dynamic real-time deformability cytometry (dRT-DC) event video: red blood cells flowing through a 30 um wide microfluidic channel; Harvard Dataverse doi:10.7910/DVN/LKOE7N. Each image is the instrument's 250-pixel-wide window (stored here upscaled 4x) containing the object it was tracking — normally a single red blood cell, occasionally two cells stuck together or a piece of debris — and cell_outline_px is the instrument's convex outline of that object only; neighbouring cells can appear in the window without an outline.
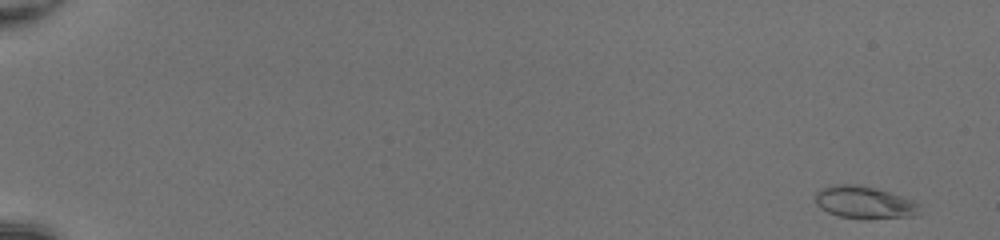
{"species": "common noctule bat (a hibernating species)", "species_latin": "Nyctalus noctula", "temperature_condition": "room temperature", "stored_images_in_passage": 51, "camera_frame_rate_fps": 3000, "um_per_image_px": 0.085, "animal": {"sex": "female", "body_mass_g": 20.0, "forearm_length_mm": 54.0}, "frame": {"image": 1, "passage_image": 2, "time_ms": 0.333, "image_size_px": [1000, 240], "cell_outline_px": [[924, 212], [912, 216], [864, 220], [840, 216], [828, 212], [820, 208], [816, 204], [816, 192], [820, 188], [832, 184], [856, 184], [876, 188], [912, 200], [920, 204]], "centroid_in_image_um": [73.49, 17.22], "position_along_channel_um": 11.5, "area_um2": 20.06}}
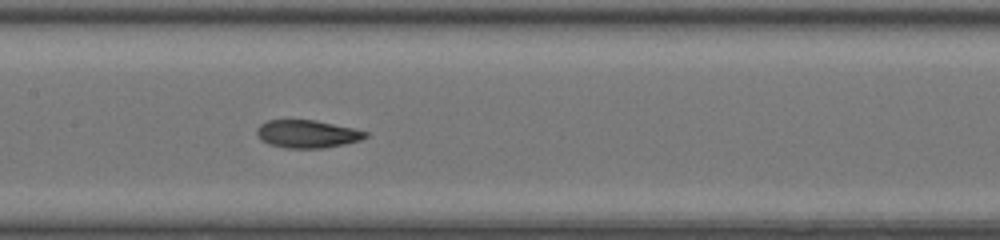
{"frame": {"image": 2, "passage_image": 28, "time_ms": 9.0, "image_size_px": [1000, 240], "cell_outline_px": [[368, 136], [360, 140], [344, 144], [324, 148], [288, 148], [268, 144], [260, 140], [256, 132], [256, 128], [260, 124], [268, 120], [316, 120], [356, 128], [368, 132]], "centroid_in_image_um": [26.12, 11.38], "position_along_channel_um": 181.3, "area_um2": 17.8}}
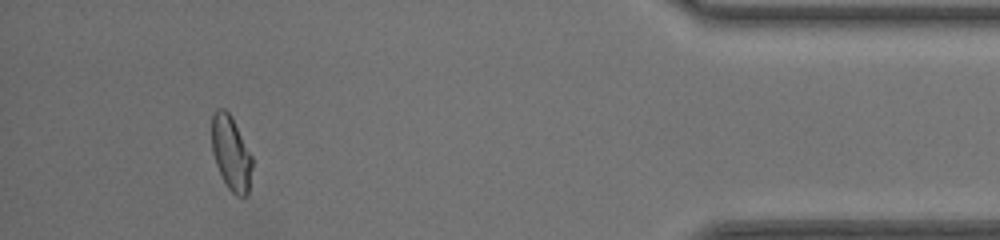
{"frame": {"image": 3, "passage_image": 48, "time_ms": 15.667, "image_size_px": [1000, 240], "cell_outline_px": [[252, 168], [248, 192], [244, 196], [236, 196], [228, 188], [216, 164], [212, 152], [212, 116], [216, 108], [224, 108], [232, 116], [252, 156]], "centroid_in_image_um": [19.64, 12.99], "position_along_channel_um": 415.6, "area_um2": 17.46}, "authors_computed_cell_mechanics": {"area_um2": 18.2648, "velocity_mm_per_s": 4.2241, "shape_relaxation_time_tau1_ms": 4.6675, "shape_relaxation_time_tau2_ms": 1.4551, "deformation_change_tau1": 0.1624, "deformation_change_tau2": 0.0638}}